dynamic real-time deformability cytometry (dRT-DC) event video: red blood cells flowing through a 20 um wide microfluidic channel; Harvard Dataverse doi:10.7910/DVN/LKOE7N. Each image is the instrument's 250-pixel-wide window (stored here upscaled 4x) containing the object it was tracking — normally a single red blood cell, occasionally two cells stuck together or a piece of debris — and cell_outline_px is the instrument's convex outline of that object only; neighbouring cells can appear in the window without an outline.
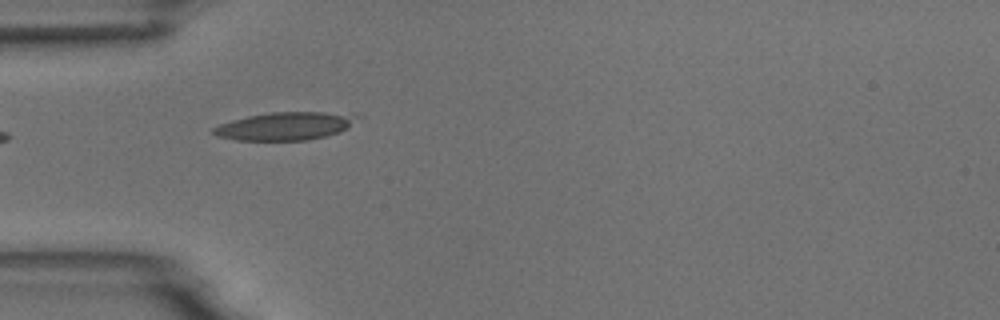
{"species": "common noctule bat (a hibernating species)", "species_latin": "Nyctalus noctula", "temperature_condition": "room temperature", "stored_images_in_passage": 6, "camera_frame_rate_fps": 3000, "um_per_image_px": 0.085, "animal": {"sex": "male", "body_mass_g": 18.8}, "frame": {"image": 1, "passage_image": 5, "time_ms": 4.667, "image_size_px": [1000, 320], "cell_outline_px": [[364, 116], [340, 132], [308, 140], [236, 140], [216, 136], [212, 132], [212, 128], [220, 124], [232, 120], [248, 116], [272, 112], [356, 112]], "centroid_in_image_um": [24.33, 10.7], "position_along_channel_um": 60.7, "area_um2": 23.76}}